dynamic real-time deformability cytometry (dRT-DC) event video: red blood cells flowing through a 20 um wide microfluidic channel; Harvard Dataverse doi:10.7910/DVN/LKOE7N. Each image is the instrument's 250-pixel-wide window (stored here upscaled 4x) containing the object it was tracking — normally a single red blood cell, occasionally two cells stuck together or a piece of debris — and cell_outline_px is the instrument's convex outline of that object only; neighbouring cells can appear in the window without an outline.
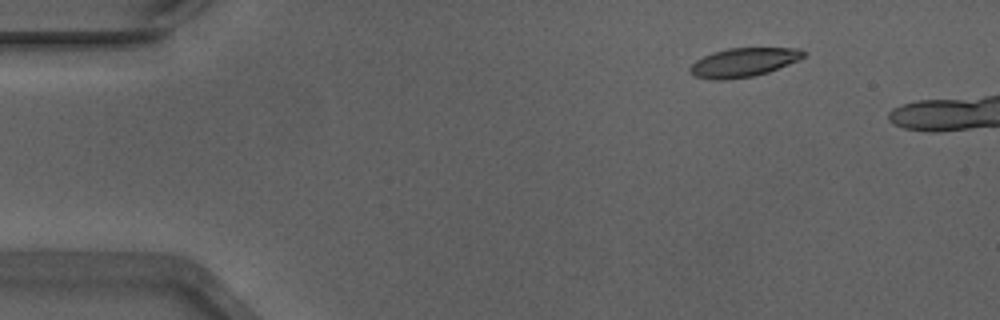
{"species": "Egyptian fruit bat (a non-hibernating species)", "species_latin": "Rousettus aegyptiacus", "temperature_condition": "warm", "stored_images_in_passage": 41, "camera_frame_rate_fps": 3000, "um_per_image_px": 0.085, "animal": {"sex": "male"}, "frame": {"image": 1, "passage_image": 1, "time_ms": 0.0, "image_size_px": [1000, 320], "cell_outline_px": [[804, 56], [800, 60], [768, 72], [752, 76], [720, 80], [716, 80], [696, 76], [688, 68], [696, 60], [712, 52], [728, 48], [800, 48], [804, 52]], "centroid_in_image_um": [63.22, 5.29], "position_along_channel_um": 21.8, "area_um2": 18.9}}
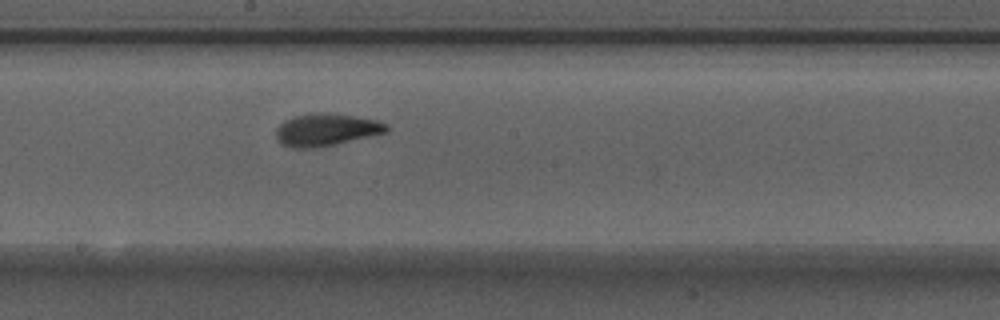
{"frame": {"image": 2, "passage_image": 23, "time_ms": 7.333, "image_size_px": [1000, 320], "cell_outline_px": [[388, 132], [336, 144], [312, 148], [296, 148], [284, 144], [276, 140], [276, 128], [284, 120], [292, 116], [320, 112], [328, 112], [376, 120], [388, 124]], "centroid_in_image_um": [27.72, 11.02], "position_along_channel_um": 220.5, "area_um2": 20.81}}
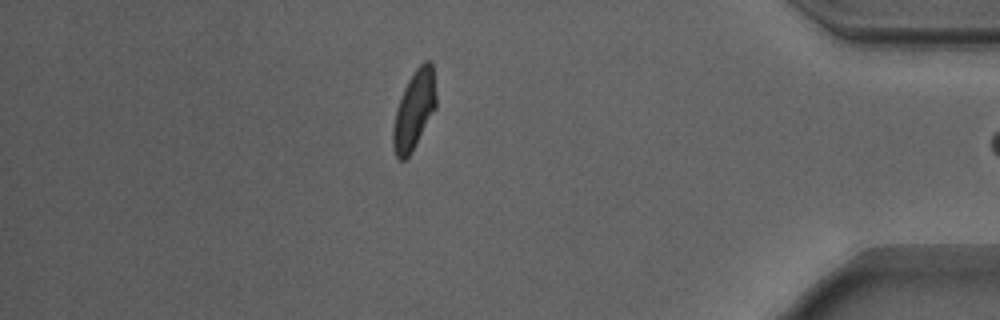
{"frame": {"image": 3, "passage_image": 40, "time_ms": 13.0, "image_size_px": [1000, 320], "cell_outline_px": [[436, 108], [412, 152], [404, 160], [400, 160], [396, 156], [392, 148], [392, 128], [396, 108], [404, 88], [408, 80], [416, 68], [424, 60], [432, 60], [436, 96]], "centroid_in_image_um": [35.19, 9.35], "position_along_channel_um": 400.0, "area_um2": 19.94}}